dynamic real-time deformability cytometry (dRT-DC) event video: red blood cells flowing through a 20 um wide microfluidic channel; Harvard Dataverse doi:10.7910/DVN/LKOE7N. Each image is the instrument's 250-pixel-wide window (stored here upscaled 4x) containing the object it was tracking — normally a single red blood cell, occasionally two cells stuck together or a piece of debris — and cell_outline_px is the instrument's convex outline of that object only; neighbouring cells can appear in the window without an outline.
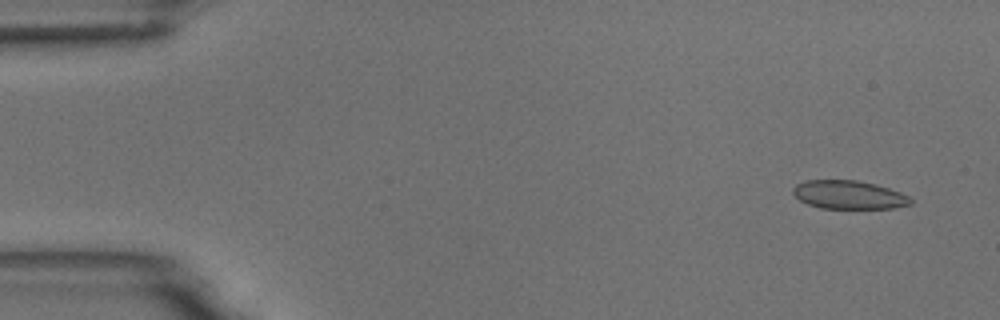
{"species": "common noctule bat (a hibernating species)", "species_latin": "Nyctalus noctula", "temperature_condition": "room temperature", "stored_images_in_passage": 8, "camera_frame_rate_fps": 3000, "um_per_image_px": 0.085, "animal": {"sex": "male", "body_mass_g": 18.8}, "frame": {"image": 1, "passage_image": 1, "time_ms": 0.0, "image_size_px": [1000, 320], "cell_outline_px": [[912, 204], [892, 208], [820, 208], [808, 204], [800, 200], [792, 192], [792, 188], [796, 184], [804, 180], [856, 180], [876, 184], [900, 192], [908, 196], [912, 200]], "centroid_in_image_um": [72.13, 16.55], "position_along_channel_um": 12.9, "area_um2": 19.48}}
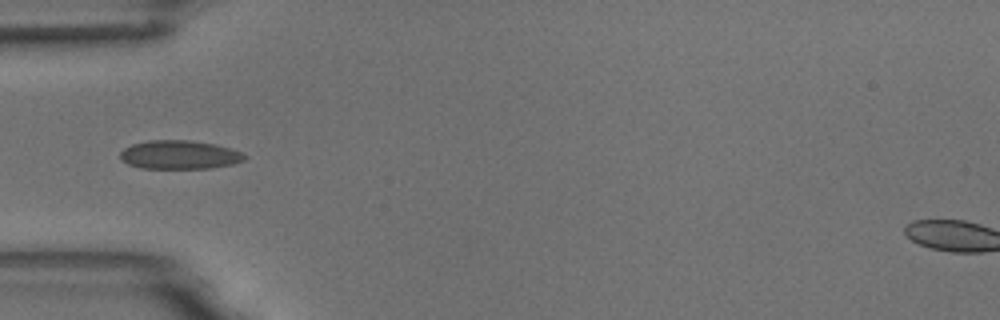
{"frame": {"image": 2, "passage_image": 5, "time_ms": 4.667, "image_size_px": [1000, 320], "cell_outline_px": [[248, 156], [244, 160], [232, 164], [212, 168], [140, 168], [128, 164], [120, 160], [120, 152], [124, 148], [132, 144], [148, 140], [188, 140], [216, 144], [240, 152]], "centroid_in_image_um": [15.22, 13.15], "position_along_channel_um": 69.8, "area_um2": 20.81}}